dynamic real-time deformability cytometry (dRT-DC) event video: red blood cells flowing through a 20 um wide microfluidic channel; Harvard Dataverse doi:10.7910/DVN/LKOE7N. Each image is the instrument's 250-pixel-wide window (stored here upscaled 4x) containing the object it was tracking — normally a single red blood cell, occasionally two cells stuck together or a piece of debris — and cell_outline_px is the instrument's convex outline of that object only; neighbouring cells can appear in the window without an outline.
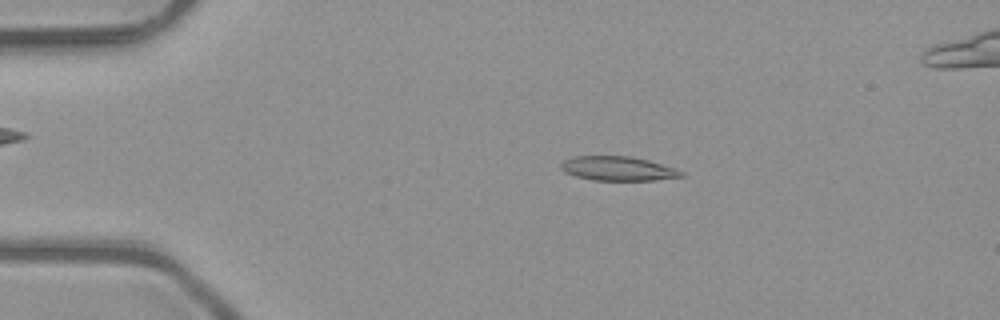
{"species": "common noctule bat (a hibernating species)", "species_latin": "Nyctalus noctula", "temperature_condition": "room temperature", "stored_images_in_passage": 5, "camera_frame_rate_fps": 3000, "um_per_image_px": 0.085, "animal": {"sex": "male", "body_mass_g": 23.1, "forearm_length_mm": 52.7}, "frame": {"image": 1, "passage_image": 3, "time_ms": 0.667, "image_size_px": [1000, 320], "cell_outline_px": [[684, 176], [652, 180], [592, 180], [576, 176], [564, 172], [560, 168], [560, 164], [564, 160], [572, 156], [628, 156], [648, 160], [676, 168], [684, 172]], "centroid_in_image_um": [52.5, 14.32], "position_along_channel_um": 32.5, "area_um2": 16.99}}